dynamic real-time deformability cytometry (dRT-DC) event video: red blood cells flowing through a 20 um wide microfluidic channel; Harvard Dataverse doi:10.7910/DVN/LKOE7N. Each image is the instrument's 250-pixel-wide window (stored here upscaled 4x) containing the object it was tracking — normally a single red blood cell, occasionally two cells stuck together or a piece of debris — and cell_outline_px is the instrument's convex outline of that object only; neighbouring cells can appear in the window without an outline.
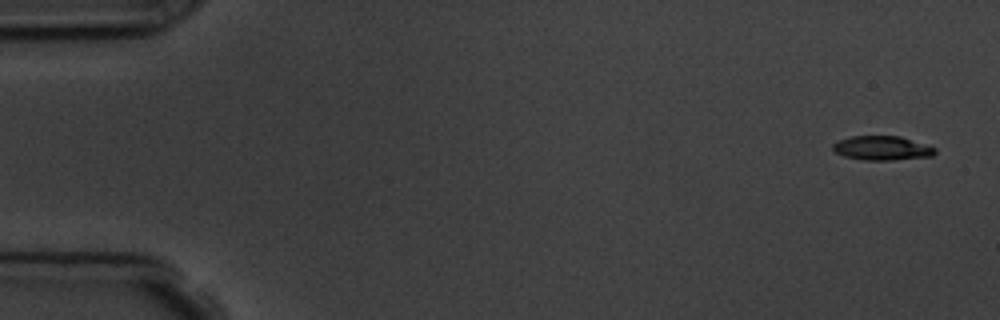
{"species": "common noctule bat (a hibernating species)", "species_latin": "Nyctalus noctula", "temperature_condition": "room temperature", "stored_images_in_passage": 5, "camera_frame_rate_fps": 3000, "um_per_image_px": 0.085, "animal": {"sex": "male", "body_mass_g": 19.5, "forearm_length_mm": 54.6}, "frame": {"image": 1, "passage_image": 1, "time_ms": 0.0, "image_size_px": [1000, 320], "cell_outline_px": [[936, 152], [932, 156], [892, 160], [864, 160], [844, 156], [836, 152], [832, 148], [832, 144], [840, 140], [852, 136], [900, 136], [936, 148]], "centroid_in_image_um": [74.97, 12.59], "position_along_channel_um": 10.0, "area_um2": 14.28}}
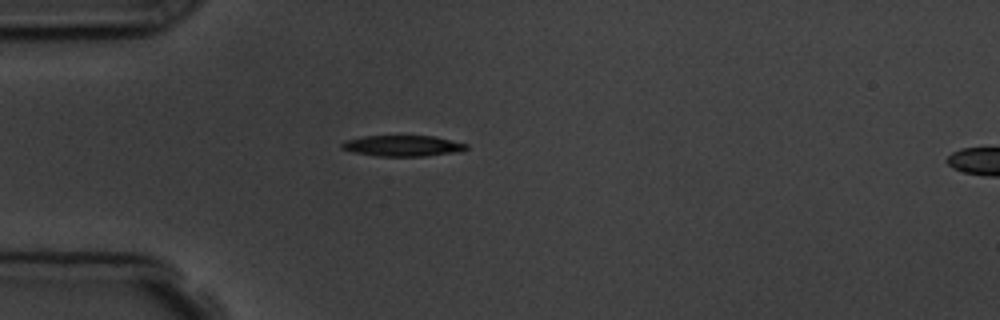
{"frame": {"image": 2, "passage_image": 4, "time_ms": 4.333, "image_size_px": [1000, 320], "cell_outline_px": [[468, 148], [460, 152], [424, 156], [380, 156], [352, 152], [340, 148], [340, 144], [344, 140], [364, 136], [436, 136], [468, 144]], "centroid_in_image_um": [34.23, 12.39], "position_along_channel_um": 50.8, "area_um2": 15.32}}